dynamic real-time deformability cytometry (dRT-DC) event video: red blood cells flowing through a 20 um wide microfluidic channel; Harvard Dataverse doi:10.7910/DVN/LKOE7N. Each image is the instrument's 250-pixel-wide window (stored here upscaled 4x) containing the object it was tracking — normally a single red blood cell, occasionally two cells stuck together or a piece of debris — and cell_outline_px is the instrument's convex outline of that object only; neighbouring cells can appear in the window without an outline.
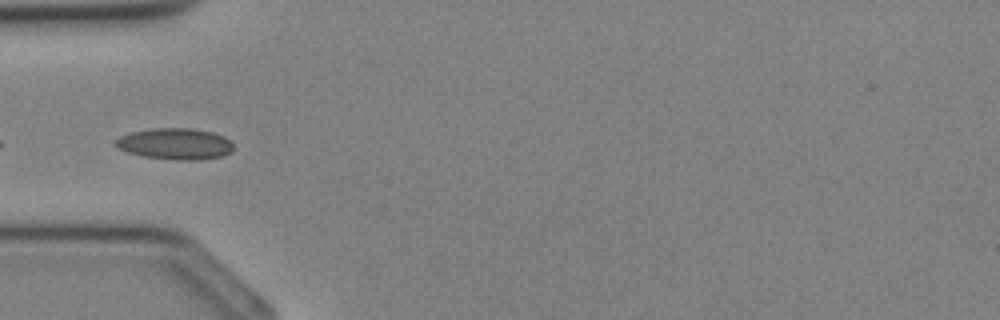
{"species": "Egyptian fruit bat (a non-hibernating species)", "species_latin": "Rousettus aegyptiacus", "temperature_condition": "cold", "stored_images_in_passage": 13, "camera_frame_rate_fps": 3000, "um_per_image_px": 0.085, "animal": {"sex": "female"}, "frame": {"image": 1, "passage_image": 11, "time_ms": 3.333, "image_size_px": [1000, 320], "cell_outline_px": [[232, 152], [224, 156], [200, 160], [176, 160], [144, 156], [128, 152], [116, 148], [112, 144], [120, 136], [132, 132], [152, 128], [192, 128], [212, 132], [224, 136], [232, 144]], "centroid_in_image_um": [14.88, 12.23], "position_along_channel_um": 70.1, "area_um2": 21.62}}